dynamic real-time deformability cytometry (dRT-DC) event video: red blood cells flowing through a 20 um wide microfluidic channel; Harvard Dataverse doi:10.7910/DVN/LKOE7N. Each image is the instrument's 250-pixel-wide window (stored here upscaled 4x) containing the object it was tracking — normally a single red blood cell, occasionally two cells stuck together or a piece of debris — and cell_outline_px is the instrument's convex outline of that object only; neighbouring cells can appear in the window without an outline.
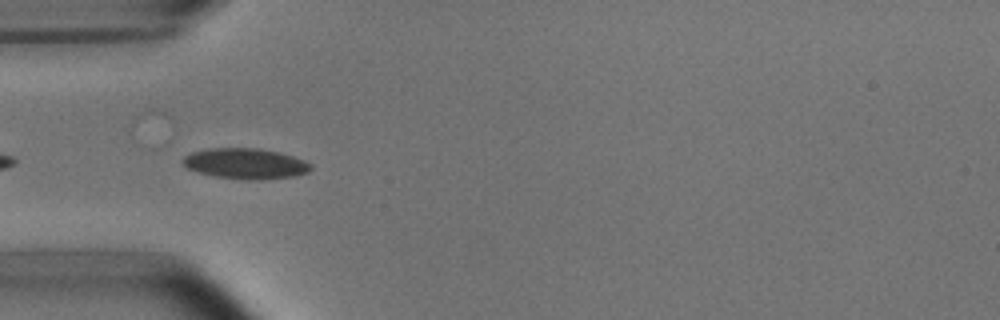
{"species": "common noctule bat (a hibernating species)", "species_latin": "Nyctalus noctula", "temperature_condition": "room temperature", "stored_images_in_passage": 7, "camera_frame_rate_fps": 3000, "um_per_image_px": 0.085, "animal": {"sex": "male", "body_mass_g": 15.6}, "frame": {"image": 1, "passage_image": 3, "time_ms": 2.333, "image_size_px": [1000, 320], "cell_outline_px": [[312, 168], [308, 172], [296, 176], [260, 180], [244, 180], [216, 176], [200, 172], [188, 168], [180, 160], [184, 156], [192, 152], [208, 148], [260, 148], [280, 152], [304, 160], [312, 164]], "centroid_in_image_um": [20.89, 13.9], "position_along_channel_um": 64.1, "area_um2": 22.95}}